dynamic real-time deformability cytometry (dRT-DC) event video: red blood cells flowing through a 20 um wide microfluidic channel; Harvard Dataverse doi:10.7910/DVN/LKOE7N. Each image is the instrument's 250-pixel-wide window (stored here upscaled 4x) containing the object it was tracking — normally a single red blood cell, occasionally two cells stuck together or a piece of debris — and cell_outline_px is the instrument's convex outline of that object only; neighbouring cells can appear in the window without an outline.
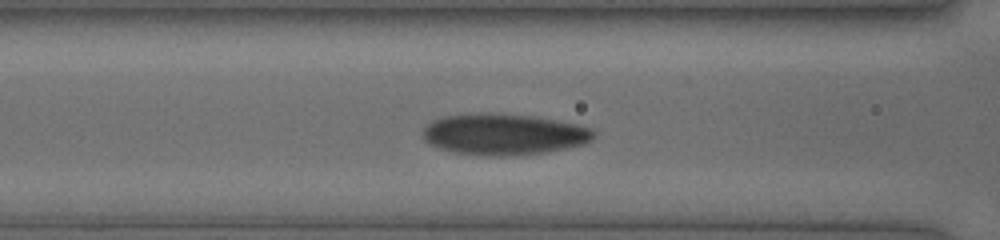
{"species": "human", "species_latin": "Homo sapiens", "temperature_condition": "cold", "stored_images_in_passage": 29, "camera_frame_rate_fps": 3000, "um_per_image_px": 0.085, "donor": {"sex": "female"}, "frame": {"image": 1, "passage_image": 12, "time_ms": 4.0, "image_size_px": [1000, 240], "cell_outline_px": [[596, 136], [592, 140], [584, 144], [568, 148], [548, 152], [516, 156], [488, 156], [452, 152], [428, 144], [424, 140], [424, 128], [432, 120], [444, 116], [532, 116], [556, 120], [576, 124], [592, 128], [596, 132]], "centroid_in_image_um": [42.9, 11.48], "position_along_channel_um": 123.7, "area_um2": 40.17}}
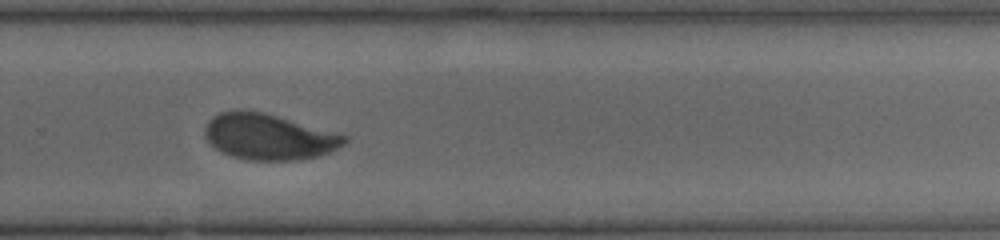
{"frame": {"image": 2, "passage_image": 22, "time_ms": 8.333, "image_size_px": [1000, 240], "cell_outline_px": [[348, 140], [344, 144], [320, 156], [296, 160], [248, 160], [232, 156], [216, 148], [208, 140], [204, 132], [204, 128], [208, 120], [212, 116], [220, 112], [236, 108], [240, 108], [264, 112], [348, 136]], "centroid_in_image_um": [22.81, 11.6], "position_along_channel_um": 307.0, "area_um2": 37.34}}
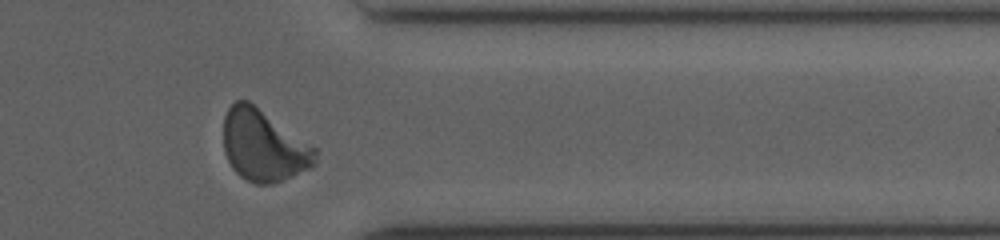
{"frame": {"image": 3, "passage_image": 27, "time_ms": 10.333, "image_size_px": [1000, 240], "cell_outline_px": [[316, 164], [312, 168], [272, 184], [256, 184], [240, 176], [232, 168], [224, 152], [224, 116], [228, 108], [236, 100], [248, 100], [316, 148]], "centroid_in_image_um": [22.4, 12.39], "position_along_channel_um": 389.0, "area_um2": 38.09}}